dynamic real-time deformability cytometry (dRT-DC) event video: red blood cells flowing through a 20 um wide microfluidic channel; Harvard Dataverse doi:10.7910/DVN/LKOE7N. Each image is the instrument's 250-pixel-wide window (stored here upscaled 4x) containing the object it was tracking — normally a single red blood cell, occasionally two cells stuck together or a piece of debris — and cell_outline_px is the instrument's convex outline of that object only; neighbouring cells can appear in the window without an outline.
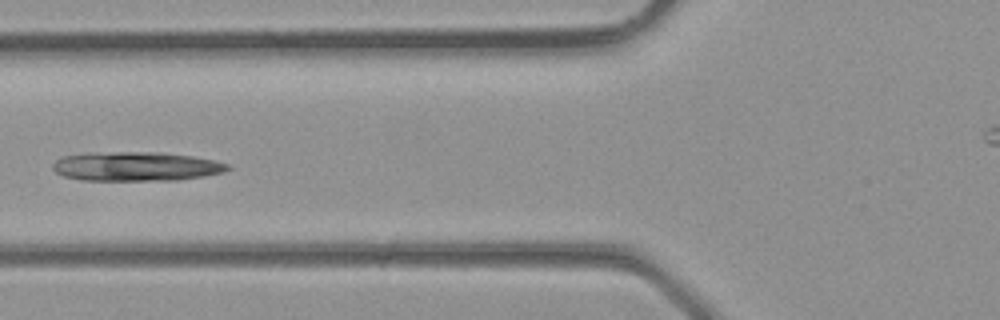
{"species": "common noctule bat (a hibernating species)", "species_latin": "Nyctalus noctula", "temperature_condition": "room temperature", "stored_images_in_passage": 4, "camera_frame_rate_fps": 3000, "um_per_image_px": 0.085, "animal": {"sex": "male", "body_mass_g": 23.1, "forearm_length_mm": 52.7}, "frame": {"image": 1, "passage_image": 4, "time_ms": 1.0, "image_size_px": [1000, 320], "cell_outline_px": [[232, 168], [224, 172], [204, 176], [176, 180], [80, 180], [64, 176], [56, 172], [52, 168], [52, 164], [60, 156], [88, 152], [160, 152], [192, 156], [212, 160], [228, 164]], "centroid_in_image_um": [11.53, 14.14], "position_along_channel_um": 114.3, "area_um2": 29.94}}